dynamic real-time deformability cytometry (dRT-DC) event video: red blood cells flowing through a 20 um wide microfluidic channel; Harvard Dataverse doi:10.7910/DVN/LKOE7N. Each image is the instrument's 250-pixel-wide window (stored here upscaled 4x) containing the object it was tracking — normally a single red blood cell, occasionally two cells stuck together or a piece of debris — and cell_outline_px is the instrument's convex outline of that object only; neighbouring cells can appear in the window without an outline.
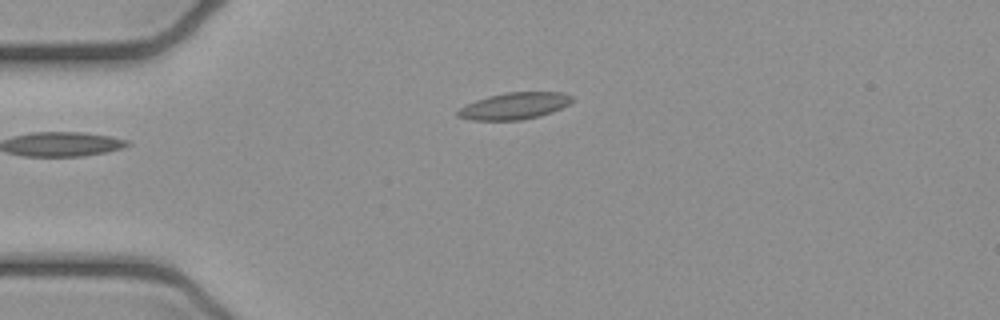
{"species": "common noctule bat (a hibernating species)", "species_latin": "Nyctalus noctula", "temperature_condition": "cold", "stored_images_in_passage": 2, "camera_frame_rate_fps": 3000, "um_per_image_px": 0.085, "animal": {"sex": "female", "body_mass_g": 21.9}, "frame": {"image": 1, "passage_image": 1, "time_ms": 0.0, "image_size_px": [1000, 320], "cell_outline_px": [[572, 100], [568, 104], [552, 112], [540, 116], [520, 120], [472, 120], [456, 116], [456, 112], [464, 104], [488, 96], [508, 92], [564, 92], [572, 96]], "centroid_in_image_um": [43.69, 9.0], "position_along_channel_um": 41.3, "area_um2": 17.8}}